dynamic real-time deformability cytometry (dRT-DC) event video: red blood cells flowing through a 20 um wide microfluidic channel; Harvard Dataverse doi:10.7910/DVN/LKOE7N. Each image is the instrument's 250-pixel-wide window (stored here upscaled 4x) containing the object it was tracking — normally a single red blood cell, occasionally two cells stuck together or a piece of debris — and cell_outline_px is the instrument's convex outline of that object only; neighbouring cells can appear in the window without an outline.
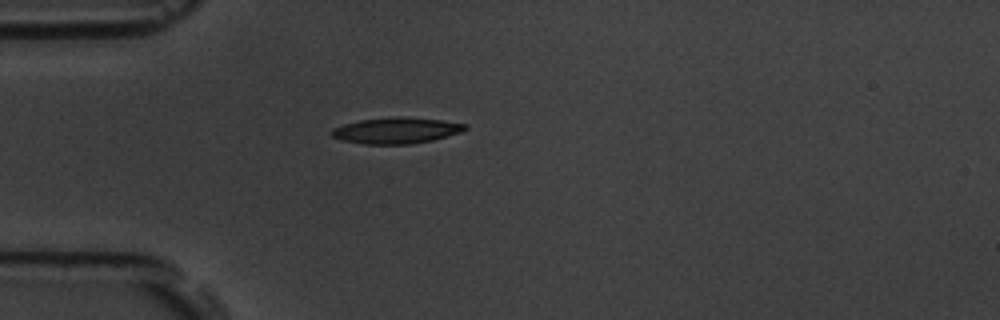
{"species": "common noctule bat (a hibernating species)", "species_latin": "Nyctalus noctula", "temperature_condition": "room temperature", "stored_images_in_passage": 31, "camera_frame_rate_fps": 3000, "um_per_image_px": 0.085, "animal": {"sex": "male", "body_mass_g": 19.5, "forearm_length_mm": 54.6}, "frame": {"image": 1, "passage_image": 1, "time_ms": 0.0, "image_size_px": [1000, 320], "cell_outline_px": [[468, 128], [460, 132], [432, 140], [412, 144], [364, 144], [340, 140], [332, 136], [328, 132], [332, 128], [344, 124], [360, 120], [440, 120], [468, 124]], "centroid_in_image_um": [33.62, 11.15], "position_along_channel_um": 51.4, "area_um2": 19.13}}
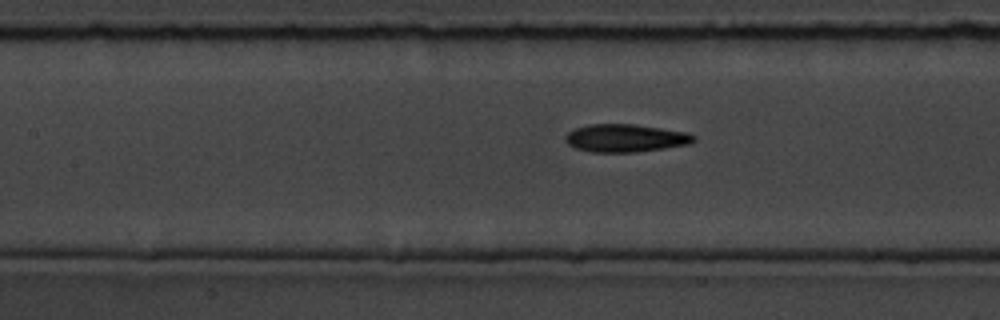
{"frame": {"image": 2, "passage_image": 10, "time_ms": 3.0, "image_size_px": [1000, 320], "cell_outline_px": [[696, 140], [692, 144], [636, 152], [592, 152], [576, 148], [568, 144], [564, 140], [564, 136], [568, 132], [576, 128], [588, 124], [636, 124], [688, 132], [696, 136]], "centroid_in_image_um": [53.19, 11.73], "position_along_channel_um": 154.2, "area_um2": 21.04}}
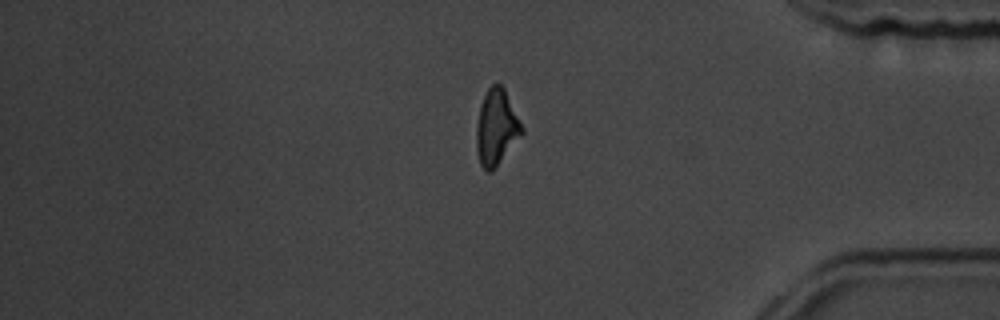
{"frame": {"image": 3, "passage_image": 31, "time_ms": 10.0, "image_size_px": [1000, 320], "cell_outline_px": [[524, 132], [492, 172], [488, 172], [480, 164], [476, 148], [476, 128], [480, 104], [488, 88], [496, 80], [504, 88], [524, 128]], "centroid_in_image_um": [42.19, 10.81], "position_along_channel_um": 393.0, "area_um2": 20.11}, "authors_computed_cell_mechanics": {"area_um2": 20.5768, "velocity_mm_per_s": 3.7836, "shape_relaxation_time_tau1_ms": 3.1153, "shape_relaxation_time_tau2_ms": 5.0667, "deformation_change_tau1": 0.151, "deformation_change_tau2": 0.1229}}